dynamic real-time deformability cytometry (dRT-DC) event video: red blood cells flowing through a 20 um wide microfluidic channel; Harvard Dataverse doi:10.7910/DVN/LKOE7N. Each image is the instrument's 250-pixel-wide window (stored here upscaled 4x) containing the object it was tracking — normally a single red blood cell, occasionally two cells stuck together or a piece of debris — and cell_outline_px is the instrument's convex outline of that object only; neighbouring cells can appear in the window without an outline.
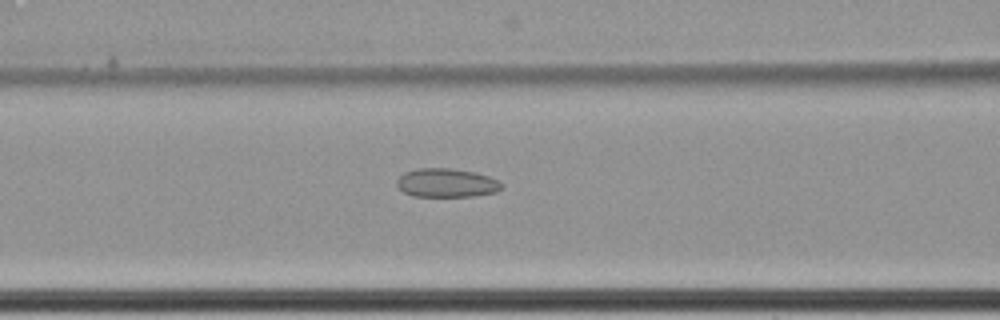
{"species": "common noctule bat (a hibernating species)", "species_latin": "Nyctalus noctula", "temperature_condition": "cold", "stored_images_in_passage": 41, "camera_frame_rate_fps": 3000, "um_per_image_px": 0.085, "animal": {"sex": "female", "body_mass_g": 22.7, "forearm_length_mm": 54.2}, "frame": {"image": 1, "passage_image": 9, "time_ms": 2.667, "image_size_px": [1000, 320], "cell_outline_px": [[504, 188], [496, 192], [476, 196], [412, 196], [404, 192], [396, 184], [396, 180], [404, 172], [416, 168], [452, 168], [476, 172], [500, 180], [504, 184]], "centroid_in_image_um": [38.0, 15.54], "position_along_channel_um": 128.6, "area_um2": 17.86}}
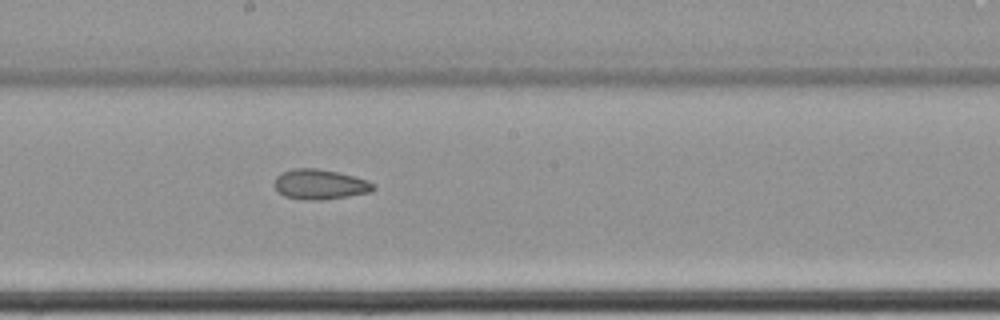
{"frame": {"image": 2, "passage_image": 17, "time_ms": 5.333, "image_size_px": [1000, 320], "cell_outline_px": [[376, 188], [372, 192], [348, 196], [320, 200], [304, 200], [284, 196], [272, 184], [276, 176], [280, 172], [292, 168], [316, 168], [340, 172], [368, 180], [376, 184]], "centroid_in_image_um": [27.2, 15.66], "position_along_channel_um": 221.0, "area_um2": 17.69}}
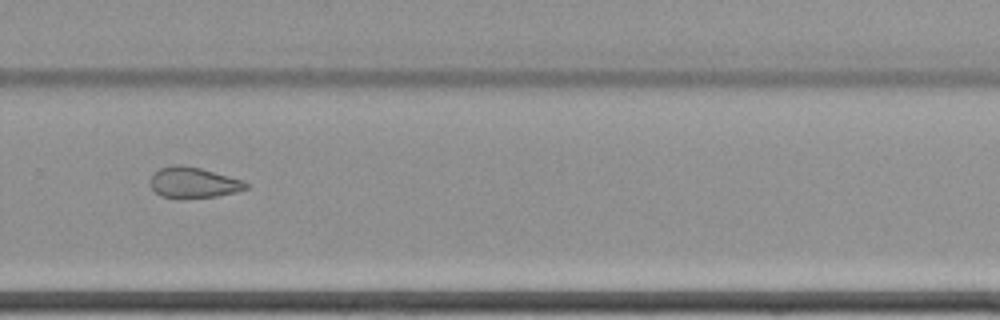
{"frame": {"image": 3, "passage_image": 25, "time_ms": 8.0, "image_size_px": [1000, 320], "cell_outline_px": [[248, 188], [236, 192], [216, 196], [180, 200], [176, 200], [160, 196], [152, 188], [148, 180], [160, 168], [172, 164], [180, 164], [200, 168], [244, 180], [248, 184]], "centroid_in_image_um": [16.41, 15.54], "position_along_channel_um": 313.4, "area_um2": 17.57}}